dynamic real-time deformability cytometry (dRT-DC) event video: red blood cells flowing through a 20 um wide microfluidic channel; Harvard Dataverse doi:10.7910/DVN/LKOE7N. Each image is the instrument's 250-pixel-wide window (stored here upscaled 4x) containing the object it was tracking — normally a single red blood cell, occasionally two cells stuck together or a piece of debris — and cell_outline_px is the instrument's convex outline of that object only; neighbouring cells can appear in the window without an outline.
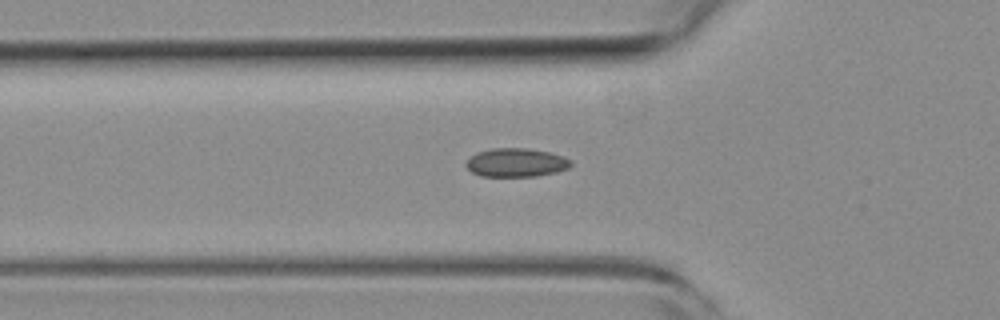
{"species": "common noctule bat (a hibernating species)", "species_latin": "Nyctalus noctula", "temperature_condition": "room temperature", "stored_images_in_passage": 34, "camera_frame_rate_fps": 3000, "um_per_image_px": 0.085, "animal": {"sex": "female", "body_mass_g": 19.3, "forearm_length_mm": 54.1}, "frame": {"image": 1, "passage_image": 2, "time_ms": 0.333, "image_size_px": [1000, 320], "cell_outline_px": [[572, 164], [568, 168], [556, 172], [536, 176], [480, 176], [472, 172], [464, 164], [476, 152], [492, 148], [528, 148], [548, 152], [564, 156], [572, 160]], "centroid_in_image_um": [43.88, 13.81], "position_along_channel_um": 81.9, "area_um2": 17.51}}
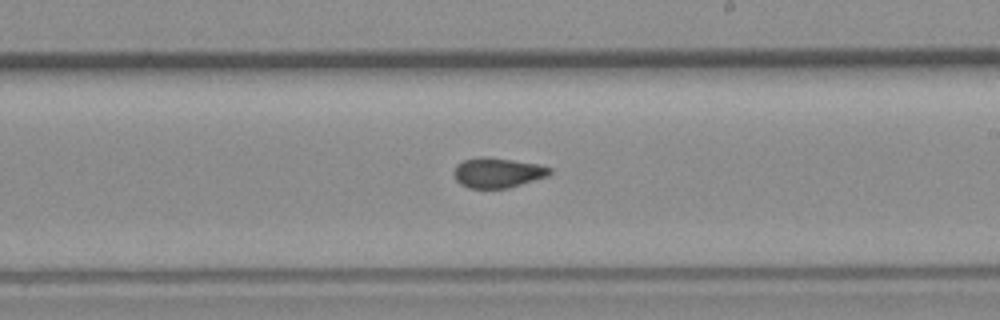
{"frame": {"image": 2, "passage_image": 15, "time_ms": 4.667, "image_size_px": [1000, 320], "cell_outline_px": [[552, 172], [548, 176], [508, 188], [468, 188], [460, 184], [456, 180], [452, 172], [456, 164], [464, 160], [480, 156], [484, 156], [512, 160], [536, 164], [552, 168]], "centroid_in_image_um": [42.26, 14.68], "position_along_channel_um": 246.7, "area_um2": 16.82}}
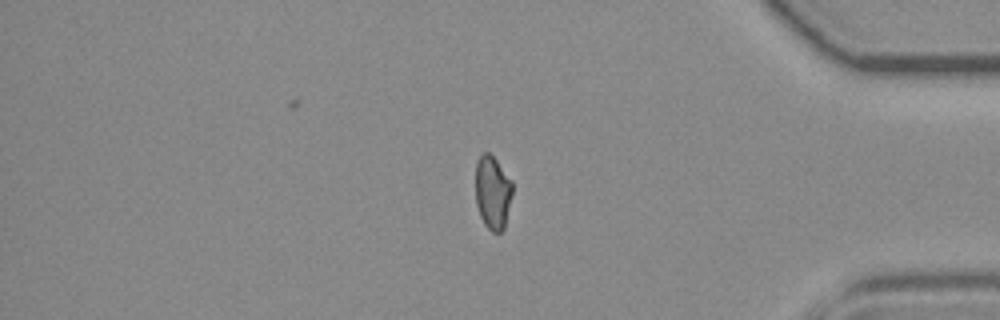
{"frame": {"image": 3, "passage_image": 29, "time_ms": 9.333, "image_size_px": [1000, 320], "cell_outline_px": [[512, 196], [504, 228], [500, 232], [492, 232], [484, 224], [480, 216], [476, 204], [476, 160], [484, 152], [488, 152], [496, 160], [512, 180]], "centroid_in_image_um": [41.87, 16.36], "position_along_channel_um": 393.3, "area_um2": 15.84}, "authors_computed_cell_mechanics": {"area_um2": 16.8198, "velocity_mm_per_s": 3.7985, "shape_relaxation_time_tau1_ms": null, "shape_relaxation_time_tau2_ms": 2.5852, "deformation_change_tau1": null, "deformation_change_tau2": 0.0539}}